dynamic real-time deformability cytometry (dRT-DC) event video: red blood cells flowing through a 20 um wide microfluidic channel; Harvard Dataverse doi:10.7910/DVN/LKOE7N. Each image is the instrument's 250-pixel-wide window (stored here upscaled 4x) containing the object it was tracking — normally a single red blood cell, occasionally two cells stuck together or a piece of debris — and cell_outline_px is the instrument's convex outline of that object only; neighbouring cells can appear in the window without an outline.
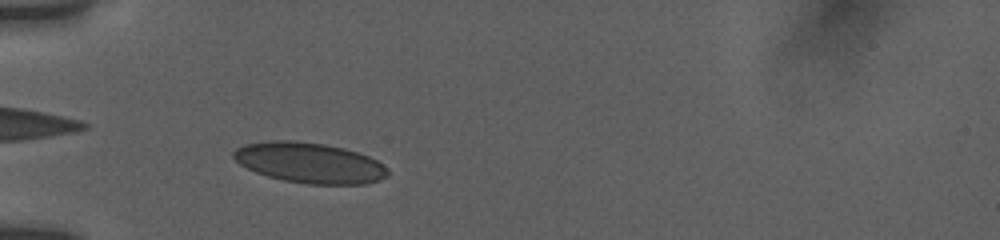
{"species": "human", "species_latin": "Homo sapiens", "temperature_condition": "room temperature", "stored_images_in_passage": 33, "camera_frame_rate_fps": 3000, "um_per_image_px": 0.085, "donor": {"sex": "female"}, "frame": {"image": 1, "passage_image": 7, "time_ms": 1.667, "image_size_px": [1000, 240], "cell_outline_px": [[388, 176], [380, 180], [364, 184], [308, 184], [284, 180], [268, 176], [256, 172], [240, 164], [232, 156], [232, 152], [236, 148], [244, 144], [272, 140], [288, 140], [324, 144], [344, 148], [368, 156], [376, 160], [388, 172]], "centroid_in_image_um": [26.28, 13.83], "position_along_channel_um": 58.7, "area_um2": 36.07}}
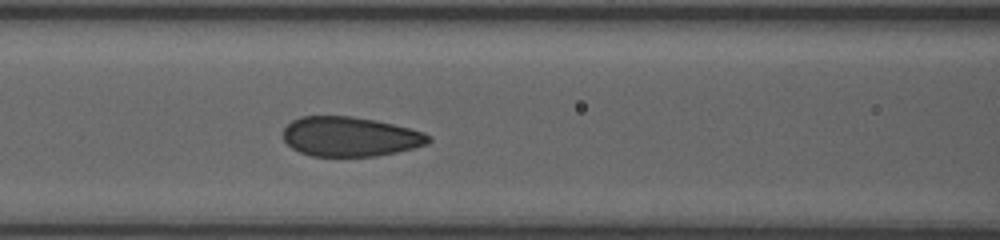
{"frame": {"image": 2, "passage_image": 15, "time_ms": 4.0, "image_size_px": [1000, 240], "cell_outline_px": [[432, 140], [428, 144], [396, 152], [376, 156], [312, 156], [300, 152], [292, 148], [284, 140], [284, 128], [292, 120], [300, 116], [352, 116], [392, 124], [424, 132], [432, 136]], "centroid_in_image_um": [29.76, 11.61], "position_along_channel_um": 136.8, "area_um2": 33.47}}
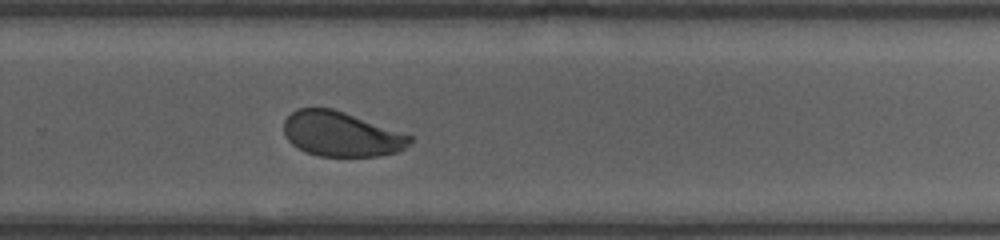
{"frame": {"image": 3, "passage_image": 30, "time_ms": 8.333, "image_size_px": [1000, 240], "cell_outline_px": [[412, 140], [404, 148], [396, 152], [376, 156], [320, 156], [304, 152], [292, 144], [288, 140], [284, 132], [284, 120], [296, 108], [332, 108], [344, 112], [412, 136]], "centroid_in_image_um": [28.96, 11.4], "position_along_channel_um": 300.8, "area_um2": 32.6}}